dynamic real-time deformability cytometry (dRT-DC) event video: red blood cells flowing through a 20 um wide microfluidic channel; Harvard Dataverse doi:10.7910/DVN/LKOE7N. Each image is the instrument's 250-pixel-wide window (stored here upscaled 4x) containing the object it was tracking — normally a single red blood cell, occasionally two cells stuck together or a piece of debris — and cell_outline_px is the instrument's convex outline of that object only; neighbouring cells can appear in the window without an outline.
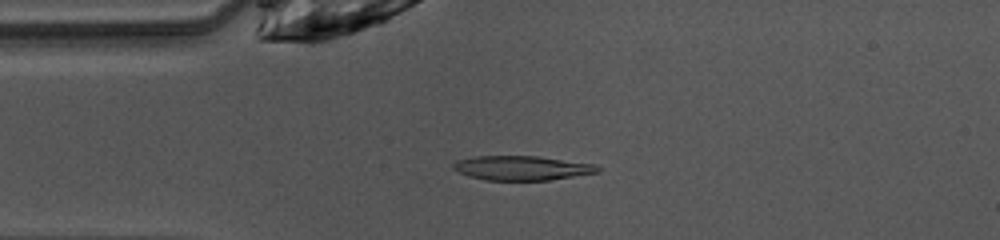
{"species": "common noctule bat (a hibernating species)", "species_latin": "Nyctalus noctula", "temperature_condition": "warm", "stored_images_in_passage": 47, "camera_frame_rate_fps": 3000, "um_per_image_px": 0.085, "animal": {"sex": "female", "body_mass_g": 10.0, "forearm_length_mm": 53.1}, "frame": {"image": 1, "passage_image": 10, "time_ms": 3.0, "image_size_px": [1000, 240], "cell_outline_px": [[600, 172], [548, 180], [488, 180], [468, 176], [452, 168], [452, 164], [456, 160], [472, 156], [536, 156], [596, 164], [600, 168]], "centroid_in_image_um": [44.34, 14.27], "position_along_channel_um": 40.7, "area_um2": 20.52}}
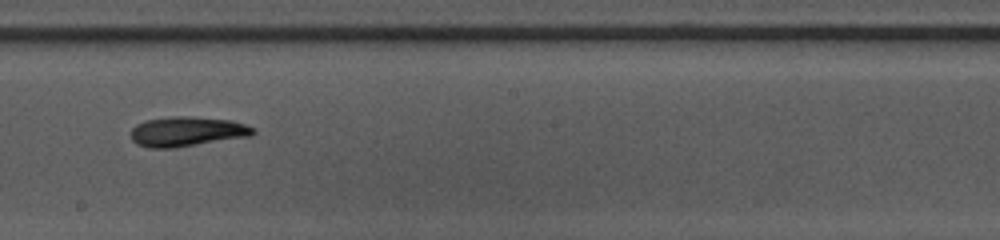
{"frame": {"image": 2, "passage_image": 25, "time_ms": 8.0, "image_size_px": [1000, 240], "cell_outline_px": [[256, 132], [252, 136], [176, 148], [148, 148], [136, 144], [132, 140], [132, 128], [136, 124], [144, 120], [172, 116], [192, 116], [232, 120], [256, 128]], "centroid_in_image_um": [15.92, 11.18], "position_along_channel_um": 232.3, "area_um2": 21.62}}
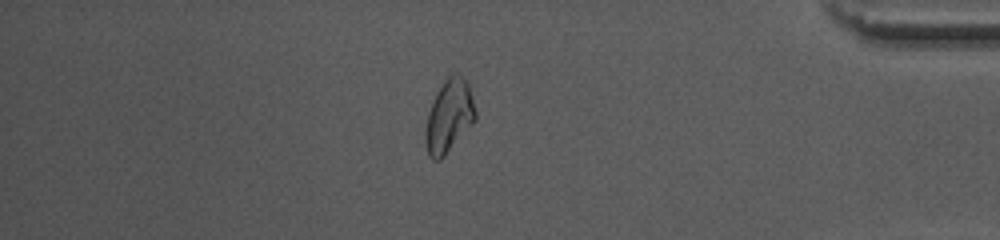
{"frame": {"image": 3, "passage_image": 40, "time_ms": 13.0, "image_size_px": [1000, 240], "cell_outline_px": [[476, 120], [444, 156], [440, 160], [432, 160], [428, 156], [424, 140], [424, 132], [428, 112], [436, 92], [444, 80], [452, 72], [456, 72], [468, 84], [472, 96], [476, 112]], "centroid_in_image_um": [38.14, 9.89], "position_along_channel_um": 397.1, "area_um2": 21.33}, "authors_computed_cell_mechanics": {"area_um2": 20.7502, "velocity_mm_per_s": 4.0677, "shape_relaxation_time_tau1_ms": 3.1887, "shape_relaxation_time_tau2_ms": null, "deformation_change_tau1": 0.1322, "deformation_change_tau2": null}}